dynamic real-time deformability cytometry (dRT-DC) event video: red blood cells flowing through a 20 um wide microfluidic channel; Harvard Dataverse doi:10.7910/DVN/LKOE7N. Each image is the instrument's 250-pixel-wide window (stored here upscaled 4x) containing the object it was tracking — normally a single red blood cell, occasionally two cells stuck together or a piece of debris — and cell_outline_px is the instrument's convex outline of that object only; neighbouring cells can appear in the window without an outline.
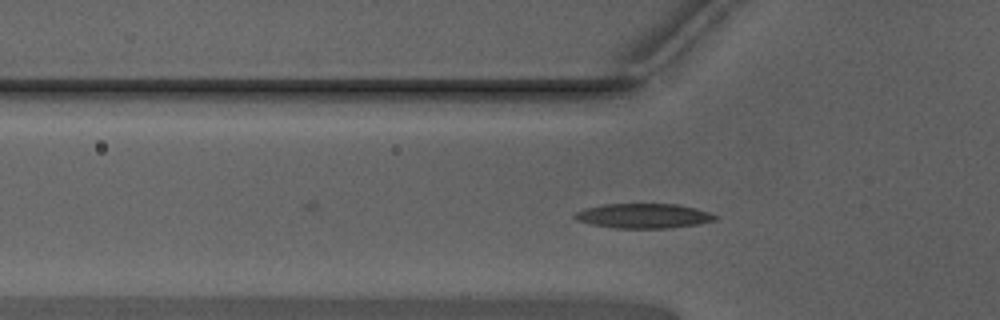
{"species": "Egyptian fruit bat (a non-hibernating species)", "species_latin": "Rousettus aegyptiacus", "temperature_condition": "warm", "stored_images_in_passage": 35, "camera_frame_rate_fps": 3000, "um_per_image_px": 0.085, "animal": {"sex": "male"}, "frame": {"image": 1, "passage_image": 12, "time_ms": 3.667, "image_size_px": [1000, 320], "cell_outline_px": [[720, 216], [716, 220], [696, 224], [668, 228], [616, 228], [588, 224], [576, 220], [572, 216], [576, 212], [588, 208], [604, 204], [676, 204], [696, 208]], "centroid_in_image_um": [54.7, 18.35], "position_along_channel_um": 71.1, "area_um2": 20.17}}
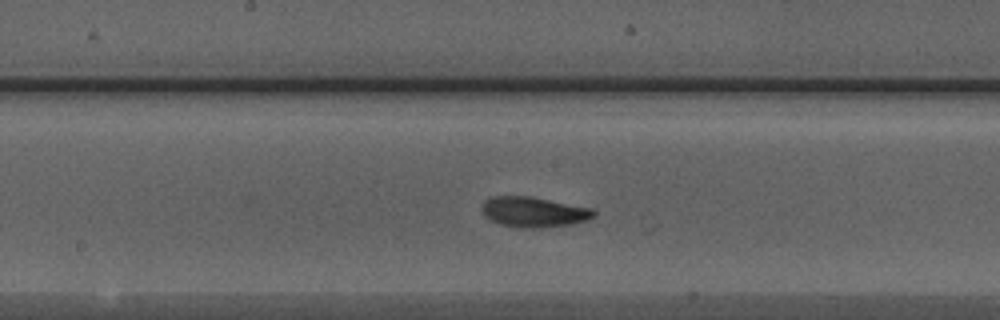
{"frame": {"image": 2, "passage_image": 22, "time_ms": 7.0, "image_size_px": [1000, 320], "cell_outline_px": [[596, 216], [588, 220], [572, 224], [540, 228], [520, 228], [500, 224], [484, 216], [480, 208], [484, 200], [492, 196], [532, 196], [592, 208], [596, 212]], "centroid_in_image_um": [45.37, 18.01], "position_along_channel_um": 202.8, "area_um2": 20.06}}
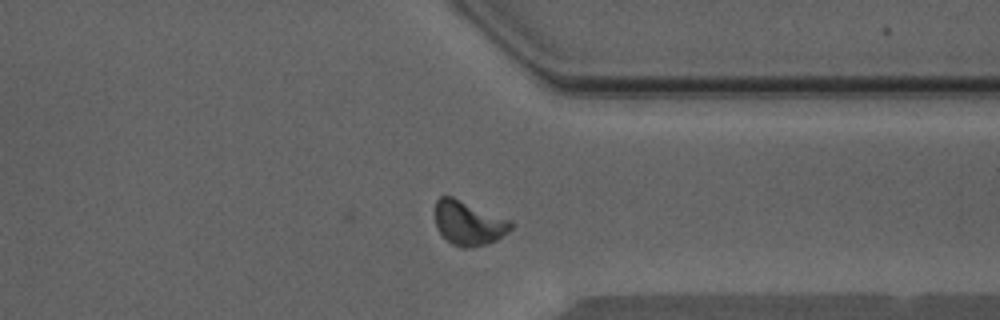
{"frame": {"image": 3, "passage_image": 35, "time_ms": 11.333, "image_size_px": [1000, 320], "cell_outline_px": [[516, 224], [508, 232], [496, 240], [488, 244], [468, 248], [460, 248], [452, 244], [436, 228], [436, 200], [440, 196], [452, 196], [508, 220]], "centroid_in_image_um": [39.82, 18.98], "position_along_channel_um": 371.6, "area_um2": 19.31}, "authors_computed_cell_mechanics": {"area_um2": 18.9006, "velocity_mm_per_s": 3.9395, "shape_relaxation_time_tau1_ms": 2.9772, "shape_relaxation_time_tau2_ms": 2.5353, "deformation_change_tau1": 0.1333, "deformation_change_tau2": 0.0859}}